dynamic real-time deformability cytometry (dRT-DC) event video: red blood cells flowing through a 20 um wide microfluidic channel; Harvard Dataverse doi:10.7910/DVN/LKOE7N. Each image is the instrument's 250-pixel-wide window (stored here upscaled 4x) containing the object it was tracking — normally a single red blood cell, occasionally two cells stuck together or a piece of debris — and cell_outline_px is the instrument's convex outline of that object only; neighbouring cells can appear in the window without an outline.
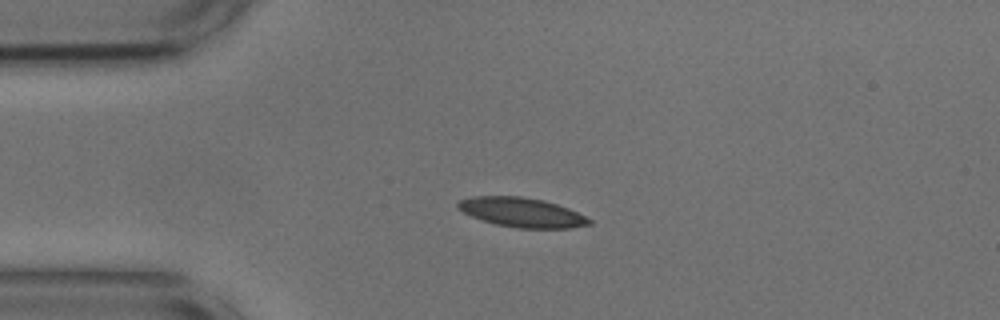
{"species": "common noctule bat (a hibernating species)", "species_latin": "Nyctalus noctula", "temperature_condition": "cold", "stored_images_in_passage": 43, "camera_frame_rate_fps": 3000, "um_per_image_px": 0.085, "animal": {"sex": "male", "body_mass_g": 17.9, "forearm_length_mm": 54.2}, "frame": {"image": 1, "passage_image": 1, "time_ms": 0.0, "image_size_px": [1000, 320], "cell_outline_px": [[592, 224], [572, 228], [520, 228], [496, 224], [472, 216], [464, 212], [456, 204], [460, 200], [472, 196], [520, 196], [544, 200], [568, 208], [592, 220]], "centroid_in_image_um": [44.38, 18.05], "position_along_channel_um": 40.6, "area_um2": 22.25}}
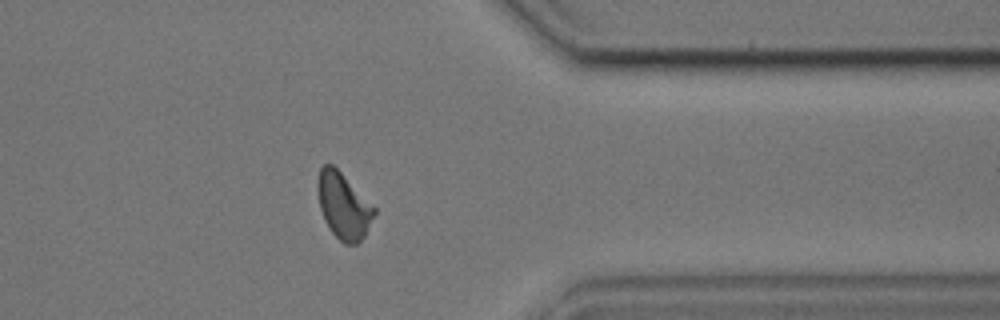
{"frame": {"image": 2, "passage_image": 32, "time_ms": 10.333, "image_size_px": [1000, 320], "cell_outline_px": [[376, 212], [364, 236], [356, 244], [344, 244], [332, 232], [324, 220], [320, 208], [316, 184], [320, 168], [324, 164], [332, 164], [376, 208]], "centroid_in_image_um": [29.18, 17.49], "position_along_channel_um": 382.2, "area_um2": 21.5}}
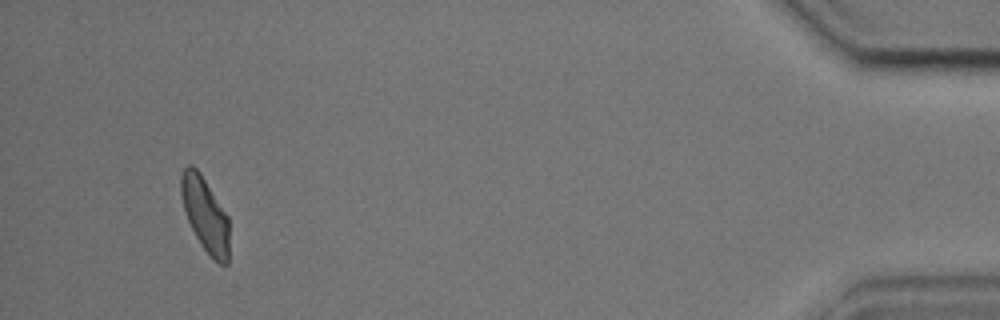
{"frame": {"image": 3, "passage_image": 40, "time_ms": 13.0, "image_size_px": [1000, 320], "cell_outline_px": [[228, 264], [220, 264], [212, 260], [200, 244], [188, 220], [184, 208], [180, 192], [180, 176], [184, 168], [188, 164], [192, 164], [200, 172], [228, 216]], "centroid_in_image_um": [17.43, 18.23], "position_along_channel_um": 417.8, "area_um2": 20.87}, "authors_computed_cell_mechanics": {"area_um2": 21.7906, "velocity_mm_per_s": 3.635, "shape_relaxation_time_tau1_ms": 3.505, "shape_relaxation_time_tau2_ms": 2.6723, "deformation_change_tau1": 0.1135, "deformation_change_tau2": 0.0859}}